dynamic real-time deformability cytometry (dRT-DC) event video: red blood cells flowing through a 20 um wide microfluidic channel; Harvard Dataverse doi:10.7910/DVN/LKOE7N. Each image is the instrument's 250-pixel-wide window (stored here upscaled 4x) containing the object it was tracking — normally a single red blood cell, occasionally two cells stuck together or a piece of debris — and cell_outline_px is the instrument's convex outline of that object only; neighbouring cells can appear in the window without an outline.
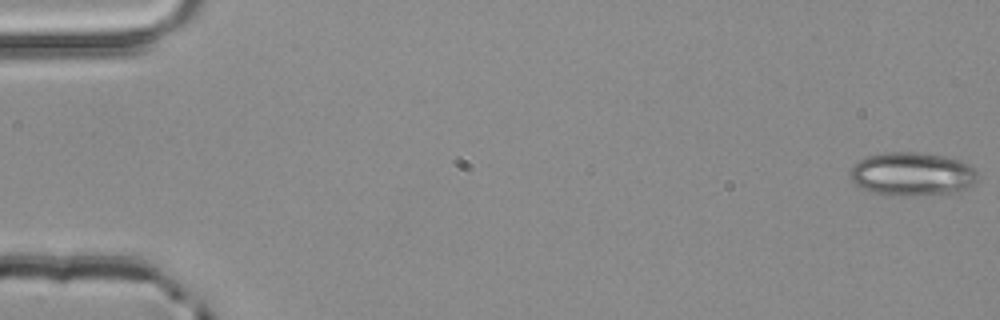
{"species": "common noctule bat (a hibernating species)", "species_latin": "Nyctalus noctula", "temperature_condition": "room temperature", "stored_images_in_passage": 5, "camera_frame_rate_fps": 3000, "um_per_image_px": 0.085, "animal": {"sex": "male", "body_mass_g": 20.4}, "frame": {"image": 1, "passage_image": 5, "time_ms": 1.333, "image_size_px": [1000, 320], "cell_outline_px": [[976, 180], [972, 184], [956, 192], [908, 196], [900, 196], [872, 192], [860, 188], [848, 176], [848, 172], [860, 160], [868, 156], [884, 152], [916, 152], [944, 156], [960, 160], [972, 164], [976, 172]], "centroid_in_image_um": [77.51, 14.79], "position_along_channel_um": 7.5, "area_um2": 32.31}}